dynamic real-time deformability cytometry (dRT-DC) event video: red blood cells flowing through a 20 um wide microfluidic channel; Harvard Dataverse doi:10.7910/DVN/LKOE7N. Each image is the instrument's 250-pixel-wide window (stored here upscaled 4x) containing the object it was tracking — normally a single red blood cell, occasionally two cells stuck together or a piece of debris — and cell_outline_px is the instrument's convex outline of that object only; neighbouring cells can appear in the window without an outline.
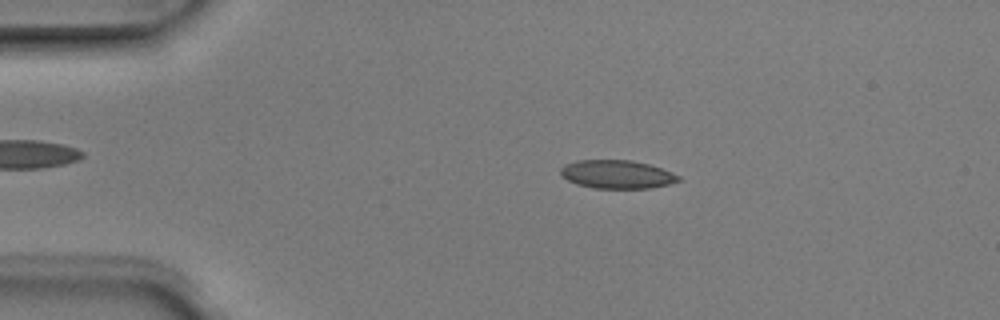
{"species": "Egyptian fruit bat (a non-hibernating species)", "species_latin": "Rousettus aegyptiacus", "temperature_condition": "room temperature", "stored_images_in_passage": 4, "camera_frame_rate_fps": 3000, "um_per_image_px": 0.085, "animal": {"sex": "male"}, "frame": {"image": 1, "passage_image": 2, "time_ms": 0.333, "image_size_px": [1000, 320], "cell_outline_px": [[684, 180], [652, 188], [592, 188], [576, 184], [560, 176], [560, 168], [564, 164], [576, 160], [632, 160], [648, 164], [672, 172], [680, 176]], "centroid_in_image_um": [52.43, 14.82], "position_along_channel_um": 32.6, "area_um2": 19.71}}
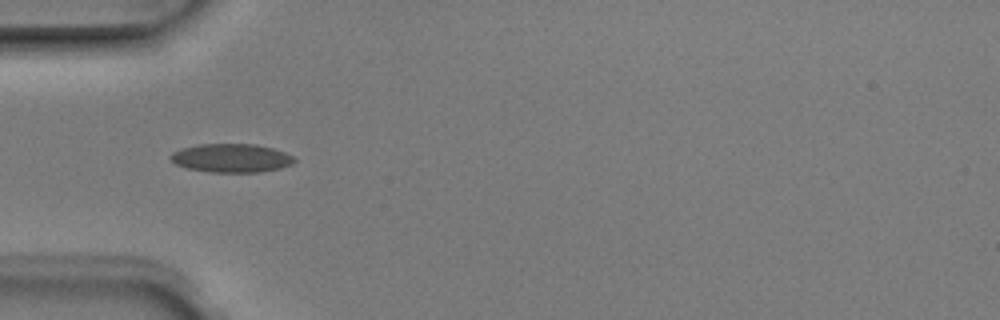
{"frame": {"image": 2, "passage_image": 4, "time_ms": 1.0, "image_size_px": [1000, 320], "cell_outline_px": [[296, 160], [292, 164], [280, 168], [260, 172], [208, 172], [188, 168], [176, 164], [168, 156], [172, 152], [180, 148], [196, 144], [256, 144], [272, 148], [284, 152], [292, 156]], "centroid_in_image_um": [19.63, 13.43], "position_along_channel_um": 65.4, "area_um2": 20.69}}